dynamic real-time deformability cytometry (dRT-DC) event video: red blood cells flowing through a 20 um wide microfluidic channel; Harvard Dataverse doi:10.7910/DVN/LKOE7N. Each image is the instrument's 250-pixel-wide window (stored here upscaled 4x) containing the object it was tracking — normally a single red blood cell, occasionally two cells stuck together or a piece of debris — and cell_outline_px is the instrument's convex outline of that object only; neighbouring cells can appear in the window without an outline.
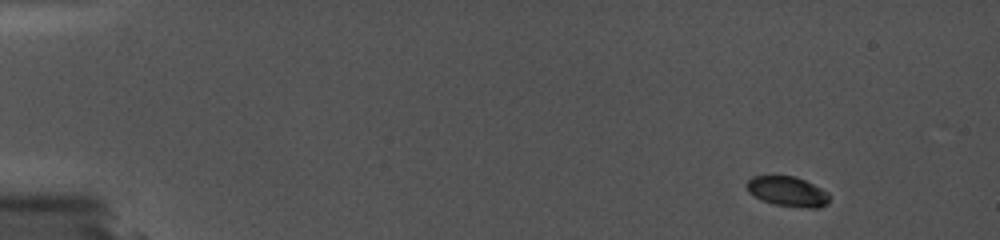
{"species": "common noctule bat (a hibernating species)", "species_latin": "Nyctalus noctula", "temperature_condition": "cold", "stored_images_in_passage": 17, "camera_frame_rate_fps": 5000, "um_per_image_px": 0.085, "animal": {"sex": "female", "body_mass_g": 19.0, "forearm_length_mm": 56.7}, "frame": {"image": 1, "passage_image": 1, "time_ms": 0.0, "image_size_px": [1000, 240], "cell_outline_px": [[828, 204], [820, 208], [808, 208], [776, 204], [764, 200], [748, 192], [748, 180], [752, 176], [796, 176], [828, 192]], "centroid_in_image_um": [66.98, 16.27], "position_along_channel_um": 18.0, "area_um2": 14.1}}
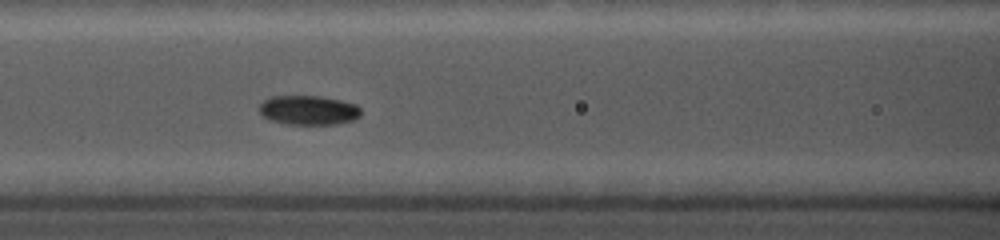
{"frame": {"image": 2, "passage_image": 9, "time_ms": 6.8, "image_size_px": [1000, 240], "cell_outline_px": [[360, 116], [352, 120], [336, 124], [288, 124], [268, 120], [260, 112], [260, 104], [264, 100], [272, 96], [320, 96], [340, 100], [356, 104], [360, 108]], "centroid_in_image_um": [26.22, 9.36], "position_along_channel_um": 140.4, "area_um2": 17.34}}
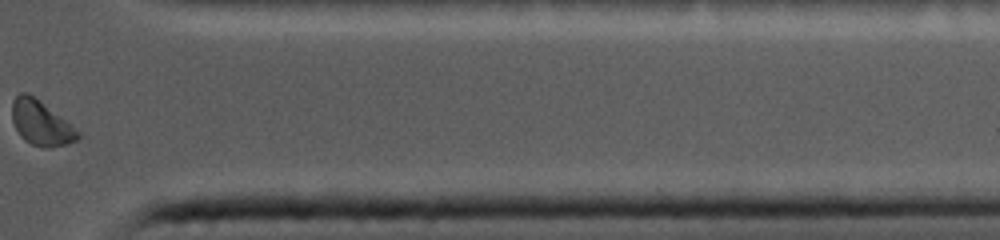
{"frame": {"image": 3, "passage_image": 16, "time_ms": 14.0, "image_size_px": [1000, 240], "cell_outline_px": [[80, 136], [76, 140], [68, 144], [52, 148], [32, 144], [24, 140], [20, 136], [12, 120], [12, 100], [20, 92], [28, 92], [40, 100], [80, 132]], "centroid_in_image_um": [3.47, 10.44], "position_along_channel_um": 407.9, "area_um2": 17.05}, "authors_computed_cell_mechanics": {"area_um2": 16.0684, "velocity_mm_per_s": 3.7369, "shape_relaxation_time_tau1_ms": 1.2498, "shape_relaxation_time_tau2_ms": 4.1389, "deformation_change_tau1": 0.0677, "deformation_change_tau2": 0.067}}